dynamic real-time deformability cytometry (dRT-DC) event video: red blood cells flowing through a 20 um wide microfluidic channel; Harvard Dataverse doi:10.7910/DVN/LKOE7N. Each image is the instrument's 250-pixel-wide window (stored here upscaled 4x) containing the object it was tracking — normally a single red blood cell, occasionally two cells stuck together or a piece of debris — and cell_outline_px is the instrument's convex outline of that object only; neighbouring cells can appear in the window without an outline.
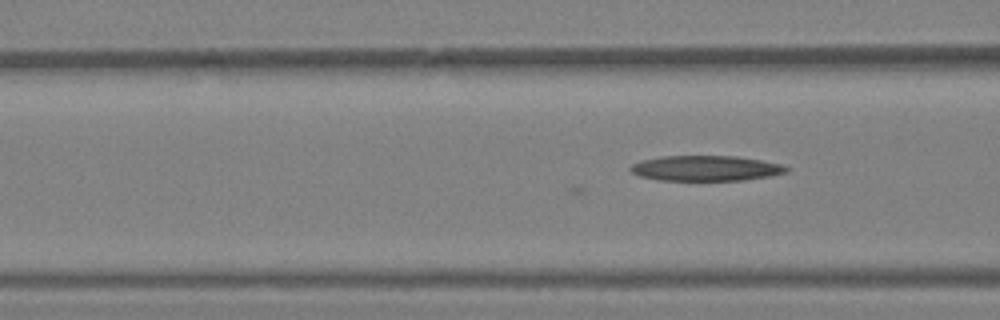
{"species": "Egyptian fruit bat (a non-hibernating species)", "species_latin": "Rousettus aegyptiacus", "temperature_condition": "warm", "stored_images_in_passage": 21, "camera_frame_rate_fps": 3000, "um_per_image_px": 0.085, "animal": {"sex": "female"}, "frame": {"image": 1, "passage_image": 4, "time_ms": 1.0, "image_size_px": [1000, 320], "cell_outline_px": [[788, 172], [768, 176], [744, 180], [660, 180], [640, 176], [632, 172], [628, 168], [632, 164], [640, 160], [660, 156], [736, 156], [784, 164], [788, 168]], "centroid_in_image_um": [59.98, 14.29], "position_along_channel_um": 106.6, "area_um2": 23.0}}
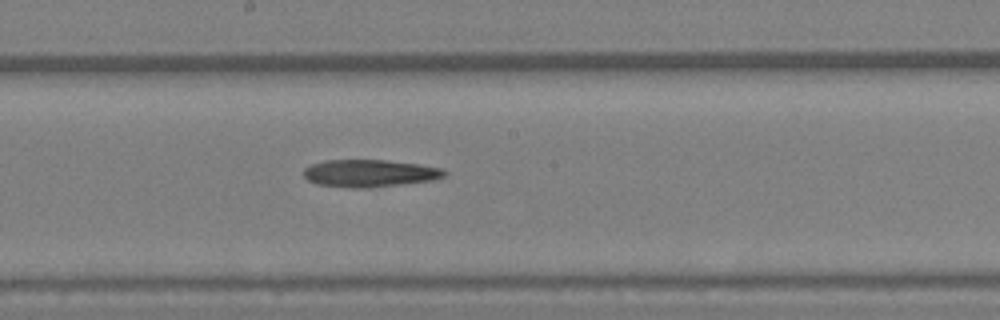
{"frame": {"image": 2, "passage_image": 10, "time_ms": 3.0, "image_size_px": [1000, 320], "cell_outline_px": [[448, 172], [444, 176], [436, 180], [368, 188], [352, 188], [316, 184], [308, 180], [304, 176], [304, 168], [312, 164], [324, 160], [384, 160], [420, 164], [444, 168]], "centroid_in_image_um": [31.46, 14.73], "position_along_channel_um": 216.7, "area_um2": 22.66}}
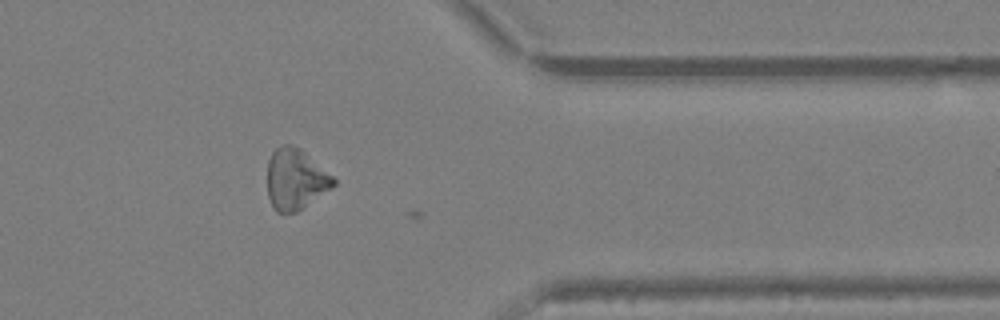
{"frame": {"image": 3, "passage_image": 20, "time_ms": 6.333, "image_size_px": [1000, 320], "cell_outline_px": [[336, 184], [332, 188], [296, 212], [276, 212], [268, 196], [268, 160], [272, 152], [276, 148], [284, 144], [292, 144], [300, 148], [332, 176], [336, 180]], "centroid_in_image_um": [25.11, 15.22], "position_along_channel_um": 386.3, "area_um2": 23.18}}